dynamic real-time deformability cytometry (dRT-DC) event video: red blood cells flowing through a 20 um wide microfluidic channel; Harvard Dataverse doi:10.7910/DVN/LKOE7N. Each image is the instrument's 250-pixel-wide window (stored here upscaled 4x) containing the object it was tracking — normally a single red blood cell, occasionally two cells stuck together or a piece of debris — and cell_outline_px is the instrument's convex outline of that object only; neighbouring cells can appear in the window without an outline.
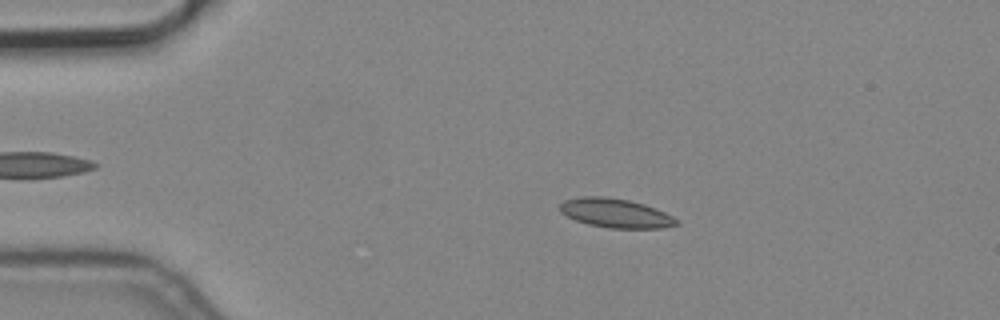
{"species": "common noctule bat (a hibernating species)", "species_latin": "Nyctalus noctula", "temperature_condition": "cold", "stored_images_in_passage": 5, "camera_frame_rate_fps": 3000, "um_per_image_px": 0.085, "animal": {"sex": "male", "body_mass_g": 19.2, "forearm_length_mm": 51.8}, "frame": {"image": 1, "passage_image": 1, "time_ms": 0.0, "image_size_px": [1000, 320], "cell_outline_px": [[680, 224], [664, 228], [608, 228], [588, 224], [576, 220], [560, 212], [560, 204], [564, 200], [580, 196], [604, 196], [628, 200], [644, 204], [656, 208], [672, 216]], "centroid_in_image_um": [52.32, 18.11], "position_along_channel_um": 32.7, "area_um2": 19.77}}
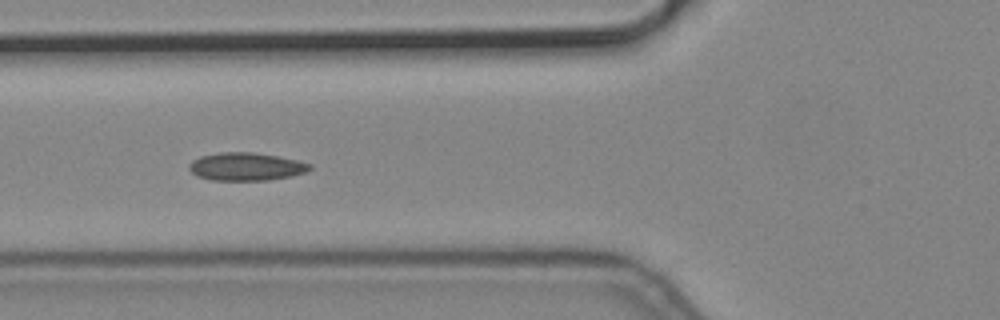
{"frame": {"image": 2, "passage_image": 4, "time_ms": 1.0, "image_size_px": [1000, 320], "cell_outline_px": [[312, 168], [304, 172], [292, 176], [268, 180], [212, 180], [196, 176], [188, 168], [188, 164], [192, 160], [200, 156], [220, 152], [252, 152], [276, 156], [296, 160], [312, 164]], "centroid_in_image_um": [20.88, 14.16], "position_along_channel_um": 104.9, "area_um2": 19.65}}
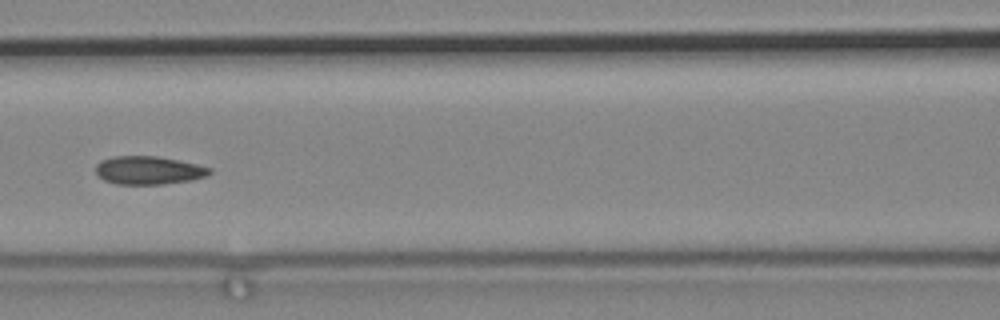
{"frame": {"image": 3, "passage_image": 5, "time_ms": 1.333, "image_size_px": [1000, 320], "cell_outline_px": [[212, 172], [208, 176], [192, 180], [164, 184], [116, 184], [104, 180], [96, 172], [96, 164], [100, 160], [112, 156], [156, 156], [196, 164], [212, 168]], "centroid_in_image_um": [12.64, 14.48], "position_along_channel_um": 154.0, "area_um2": 18.79}}